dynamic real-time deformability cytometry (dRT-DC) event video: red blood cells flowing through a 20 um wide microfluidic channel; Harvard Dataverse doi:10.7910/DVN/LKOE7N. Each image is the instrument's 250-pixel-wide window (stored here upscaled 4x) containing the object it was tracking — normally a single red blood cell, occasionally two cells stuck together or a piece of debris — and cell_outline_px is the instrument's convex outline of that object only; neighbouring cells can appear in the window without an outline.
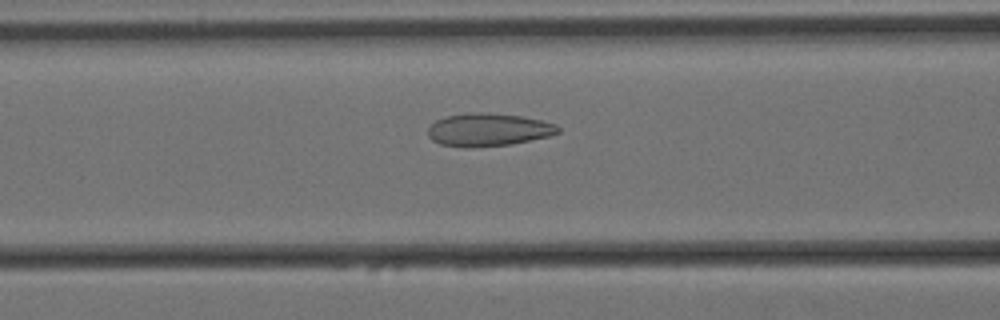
{"species": "Egyptian fruit bat (a non-hibernating species)", "species_latin": "Rousettus aegyptiacus", "temperature_condition": "cold", "stored_images_in_passage": 59, "camera_frame_rate_fps": 3000, "um_per_image_px": 0.085, "animal": {"sex": "female"}, "frame": {"image": 1, "passage_image": 23, "time_ms": 7.333, "image_size_px": [1000, 320], "cell_outline_px": [[560, 132], [548, 136], [512, 144], [472, 148], [464, 148], [440, 144], [432, 140], [428, 136], [428, 128], [436, 120], [444, 116], [468, 112], [480, 112], [520, 116], [540, 120], [556, 124], [560, 128]], "centroid_in_image_um": [41.47, 11.03], "position_along_channel_um": 125.1, "area_um2": 25.09}}
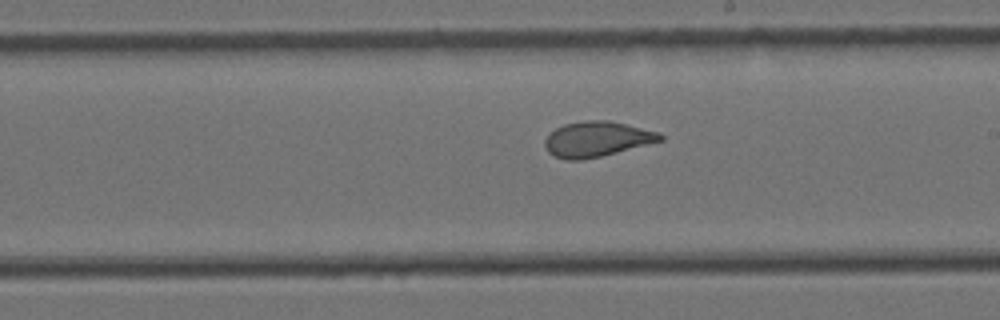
{"frame": {"image": 2, "passage_image": 33, "time_ms": 10.667, "image_size_px": [1000, 320], "cell_outline_px": [[664, 140], [600, 156], [580, 160], [564, 160], [552, 156], [548, 152], [544, 144], [544, 140], [556, 128], [564, 124], [584, 120], [608, 120], [660, 132], [664, 136]], "centroid_in_image_um": [50.72, 11.82], "position_along_channel_um": 238.3, "area_um2": 23.64}}
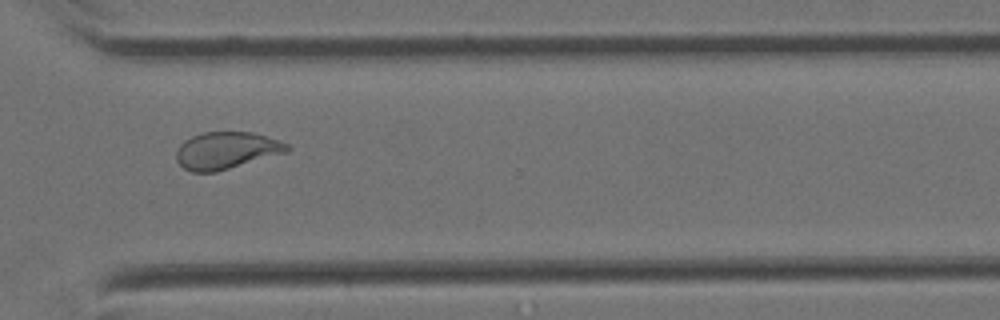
{"frame": {"image": 3, "passage_image": 43, "time_ms": 14.0, "image_size_px": [1000, 320], "cell_outline_px": [[292, 148], [288, 152], [216, 172], [192, 172], [184, 168], [176, 160], [176, 152], [180, 144], [184, 140], [192, 136], [204, 132], [252, 132], [268, 136], [288, 144]], "centroid_in_image_um": [19.26, 12.79], "position_along_channel_um": 351.3, "area_um2": 24.04}, "authors_computed_cell_mechanics": {"area_um2": 26.0678, "velocity_mm_per_s": 3.3957, "shape_relaxation_time_tau1_ms": 10.4183, "shape_relaxation_time_tau2_ms": 1.3205, "deformation_change_tau1": 0.2024, "deformation_change_tau2": 0.0695}}